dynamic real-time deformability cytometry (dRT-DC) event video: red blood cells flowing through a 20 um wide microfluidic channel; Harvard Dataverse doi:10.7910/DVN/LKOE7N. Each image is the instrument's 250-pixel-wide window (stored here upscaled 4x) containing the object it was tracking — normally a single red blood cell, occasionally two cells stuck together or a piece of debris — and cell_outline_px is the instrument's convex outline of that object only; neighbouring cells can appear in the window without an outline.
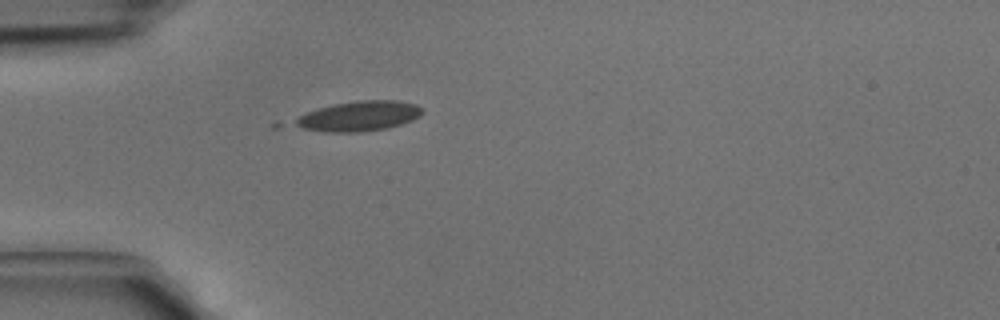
{"species": "common noctule bat (a hibernating species)", "species_latin": "Nyctalus noctula", "temperature_condition": "cold", "stored_images_in_passage": 1, "camera_frame_rate_fps": 3000, "um_per_image_px": 0.085, "animal": {"sex": "male", "body_mass_g": 15.6}, "frame": {"image": 1, "passage_image": 1, "time_ms": 0.0, "image_size_px": [1000, 320], "cell_outline_px": [[424, 112], [420, 116], [412, 120], [388, 128], [360, 132], [324, 132], [272, 128], [272, 124], [276, 120], [332, 104], [360, 100], [396, 100], [416, 104], [424, 108]], "centroid_in_image_um": [29.97, 9.92], "position_along_channel_um": 55.0, "area_um2": 24.74}}